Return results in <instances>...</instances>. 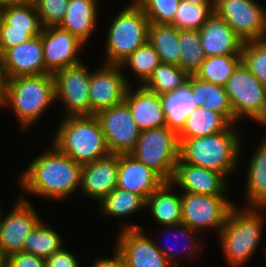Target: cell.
Masks as SVG:
<instances>
[{"mask_svg": "<svg viewBox=\"0 0 266 267\" xmlns=\"http://www.w3.org/2000/svg\"><path fill=\"white\" fill-rule=\"evenodd\" d=\"M81 171L82 165L52 145L30 162L18 182L25 195L59 201L80 188Z\"/></svg>", "mask_w": 266, "mask_h": 267, "instance_id": "cell-1", "label": "cell"}, {"mask_svg": "<svg viewBox=\"0 0 266 267\" xmlns=\"http://www.w3.org/2000/svg\"><path fill=\"white\" fill-rule=\"evenodd\" d=\"M230 125L225 131L205 137L178 139L179 158L206 169H211L229 177L236 167L241 154V137ZM230 174V175H229Z\"/></svg>", "mask_w": 266, "mask_h": 267, "instance_id": "cell-2", "label": "cell"}, {"mask_svg": "<svg viewBox=\"0 0 266 267\" xmlns=\"http://www.w3.org/2000/svg\"><path fill=\"white\" fill-rule=\"evenodd\" d=\"M56 103L55 80L52 74L18 76L6 79L1 108L10 107L25 131L35 125L50 105Z\"/></svg>", "mask_w": 266, "mask_h": 267, "instance_id": "cell-3", "label": "cell"}, {"mask_svg": "<svg viewBox=\"0 0 266 267\" xmlns=\"http://www.w3.org/2000/svg\"><path fill=\"white\" fill-rule=\"evenodd\" d=\"M238 208H232L217 234L223 256L232 267H241L253 257L265 224L262 212L266 207H248L246 203V207Z\"/></svg>", "mask_w": 266, "mask_h": 267, "instance_id": "cell-4", "label": "cell"}, {"mask_svg": "<svg viewBox=\"0 0 266 267\" xmlns=\"http://www.w3.org/2000/svg\"><path fill=\"white\" fill-rule=\"evenodd\" d=\"M54 134L52 145L80 165L110 154L95 115L65 116Z\"/></svg>", "mask_w": 266, "mask_h": 267, "instance_id": "cell-5", "label": "cell"}, {"mask_svg": "<svg viewBox=\"0 0 266 267\" xmlns=\"http://www.w3.org/2000/svg\"><path fill=\"white\" fill-rule=\"evenodd\" d=\"M149 19L143 9L131 0L114 17L106 37L105 64L120 65L148 40Z\"/></svg>", "mask_w": 266, "mask_h": 267, "instance_id": "cell-6", "label": "cell"}, {"mask_svg": "<svg viewBox=\"0 0 266 267\" xmlns=\"http://www.w3.org/2000/svg\"><path fill=\"white\" fill-rule=\"evenodd\" d=\"M178 134L167 126L140 132L129 153L156 172L164 181H171L179 159Z\"/></svg>", "mask_w": 266, "mask_h": 267, "instance_id": "cell-7", "label": "cell"}, {"mask_svg": "<svg viewBox=\"0 0 266 267\" xmlns=\"http://www.w3.org/2000/svg\"><path fill=\"white\" fill-rule=\"evenodd\" d=\"M224 87L236 121L248 117L266 127V86L243 62L238 65Z\"/></svg>", "mask_w": 266, "mask_h": 267, "instance_id": "cell-8", "label": "cell"}, {"mask_svg": "<svg viewBox=\"0 0 266 267\" xmlns=\"http://www.w3.org/2000/svg\"><path fill=\"white\" fill-rule=\"evenodd\" d=\"M234 206L226 196L183 192L181 195L182 223L199 232L212 228L218 234Z\"/></svg>", "mask_w": 266, "mask_h": 267, "instance_id": "cell-9", "label": "cell"}, {"mask_svg": "<svg viewBox=\"0 0 266 267\" xmlns=\"http://www.w3.org/2000/svg\"><path fill=\"white\" fill-rule=\"evenodd\" d=\"M214 13L244 42L266 36V10L255 0H215Z\"/></svg>", "mask_w": 266, "mask_h": 267, "instance_id": "cell-10", "label": "cell"}, {"mask_svg": "<svg viewBox=\"0 0 266 267\" xmlns=\"http://www.w3.org/2000/svg\"><path fill=\"white\" fill-rule=\"evenodd\" d=\"M115 248L127 267H175L158 249L157 242L148 238L139 224H123Z\"/></svg>", "mask_w": 266, "mask_h": 267, "instance_id": "cell-11", "label": "cell"}, {"mask_svg": "<svg viewBox=\"0 0 266 267\" xmlns=\"http://www.w3.org/2000/svg\"><path fill=\"white\" fill-rule=\"evenodd\" d=\"M87 66L79 63L57 71L55 80L56 102L60 100L66 109L65 116L90 115L89 83Z\"/></svg>", "mask_w": 266, "mask_h": 267, "instance_id": "cell-12", "label": "cell"}, {"mask_svg": "<svg viewBox=\"0 0 266 267\" xmlns=\"http://www.w3.org/2000/svg\"><path fill=\"white\" fill-rule=\"evenodd\" d=\"M13 209L0 221V262L15 253L23 251L24 241L34 227L42 220L29 200L23 195L17 198Z\"/></svg>", "mask_w": 266, "mask_h": 267, "instance_id": "cell-13", "label": "cell"}, {"mask_svg": "<svg viewBox=\"0 0 266 267\" xmlns=\"http://www.w3.org/2000/svg\"><path fill=\"white\" fill-rule=\"evenodd\" d=\"M101 125L111 154H129L135 147L140 131L125 102L104 109L95 115Z\"/></svg>", "mask_w": 266, "mask_h": 267, "instance_id": "cell-14", "label": "cell"}, {"mask_svg": "<svg viewBox=\"0 0 266 267\" xmlns=\"http://www.w3.org/2000/svg\"><path fill=\"white\" fill-rule=\"evenodd\" d=\"M100 67L90 73V115H96L104 109L124 102L131 85L120 65L103 63Z\"/></svg>", "mask_w": 266, "mask_h": 267, "instance_id": "cell-15", "label": "cell"}, {"mask_svg": "<svg viewBox=\"0 0 266 267\" xmlns=\"http://www.w3.org/2000/svg\"><path fill=\"white\" fill-rule=\"evenodd\" d=\"M42 45L45 74L54 75L63 68L75 66L82 62L79 53L85 44L59 26L42 29Z\"/></svg>", "mask_w": 266, "mask_h": 267, "instance_id": "cell-16", "label": "cell"}, {"mask_svg": "<svg viewBox=\"0 0 266 267\" xmlns=\"http://www.w3.org/2000/svg\"><path fill=\"white\" fill-rule=\"evenodd\" d=\"M225 178L222 173L183 162L179 158L171 182L184 192L225 196L229 187Z\"/></svg>", "mask_w": 266, "mask_h": 267, "instance_id": "cell-17", "label": "cell"}, {"mask_svg": "<svg viewBox=\"0 0 266 267\" xmlns=\"http://www.w3.org/2000/svg\"><path fill=\"white\" fill-rule=\"evenodd\" d=\"M6 79L45 74L42 32L0 56Z\"/></svg>", "mask_w": 266, "mask_h": 267, "instance_id": "cell-18", "label": "cell"}, {"mask_svg": "<svg viewBox=\"0 0 266 267\" xmlns=\"http://www.w3.org/2000/svg\"><path fill=\"white\" fill-rule=\"evenodd\" d=\"M118 154H109L82 165L80 189L85 196L100 202L117 186Z\"/></svg>", "mask_w": 266, "mask_h": 267, "instance_id": "cell-19", "label": "cell"}, {"mask_svg": "<svg viewBox=\"0 0 266 267\" xmlns=\"http://www.w3.org/2000/svg\"><path fill=\"white\" fill-rule=\"evenodd\" d=\"M130 85L124 102L129 107L132 117L140 132L166 126V117L160 95L143 85L132 90Z\"/></svg>", "mask_w": 266, "mask_h": 267, "instance_id": "cell-20", "label": "cell"}, {"mask_svg": "<svg viewBox=\"0 0 266 267\" xmlns=\"http://www.w3.org/2000/svg\"><path fill=\"white\" fill-rule=\"evenodd\" d=\"M164 182L151 168L130 154H118L117 188L138 195L145 200Z\"/></svg>", "mask_w": 266, "mask_h": 267, "instance_id": "cell-21", "label": "cell"}, {"mask_svg": "<svg viewBox=\"0 0 266 267\" xmlns=\"http://www.w3.org/2000/svg\"><path fill=\"white\" fill-rule=\"evenodd\" d=\"M199 33L206 57L242 55L245 42L215 13L201 27Z\"/></svg>", "mask_w": 266, "mask_h": 267, "instance_id": "cell-22", "label": "cell"}, {"mask_svg": "<svg viewBox=\"0 0 266 267\" xmlns=\"http://www.w3.org/2000/svg\"><path fill=\"white\" fill-rule=\"evenodd\" d=\"M98 0H70L66 14L59 25L69 31L82 43H88L93 36L98 19Z\"/></svg>", "mask_w": 266, "mask_h": 267, "instance_id": "cell-23", "label": "cell"}, {"mask_svg": "<svg viewBox=\"0 0 266 267\" xmlns=\"http://www.w3.org/2000/svg\"><path fill=\"white\" fill-rule=\"evenodd\" d=\"M174 184L164 181L147 199L146 207L154 220L164 226L182 223L181 194L173 193Z\"/></svg>", "mask_w": 266, "mask_h": 267, "instance_id": "cell-24", "label": "cell"}, {"mask_svg": "<svg viewBox=\"0 0 266 267\" xmlns=\"http://www.w3.org/2000/svg\"><path fill=\"white\" fill-rule=\"evenodd\" d=\"M192 91V96L198 107H206L209 110L221 114L231 125L237 121L231 107L225 87L200 80L190 75L187 81Z\"/></svg>", "mask_w": 266, "mask_h": 267, "instance_id": "cell-25", "label": "cell"}, {"mask_svg": "<svg viewBox=\"0 0 266 267\" xmlns=\"http://www.w3.org/2000/svg\"><path fill=\"white\" fill-rule=\"evenodd\" d=\"M166 117V126L177 134L182 130L187 117L198 108L190 86L186 83L175 91L160 95Z\"/></svg>", "mask_w": 266, "mask_h": 267, "instance_id": "cell-26", "label": "cell"}, {"mask_svg": "<svg viewBox=\"0 0 266 267\" xmlns=\"http://www.w3.org/2000/svg\"><path fill=\"white\" fill-rule=\"evenodd\" d=\"M263 139L248 166L245 196L249 207H266V135Z\"/></svg>", "mask_w": 266, "mask_h": 267, "instance_id": "cell-27", "label": "cell"}, {"mask_svg": "<svg viewBox=\"0 0 266 267\" xmlns=\"http://www.w3.org/2000/svg\"><path fill=\"white\" fill-rule=\"evenodd\" d=\"M231 124L219 113L198 107L186 119L178 139H192L225 131Z\"/></svg>", "mask_w": 266, "mask_h": 267, "instance_id": "cell-28", "label": "cell"}, {"mask_svg": "<svg viewBox=\"0 0 266 267\" xmlns=\"http://www.w3.org/2000/svg\"><path fill=\"white\" fill-rule=\"evenodd\" d=\"M147 40L159 54L163 64L180 67L181 47L175 26L149 23Z\"/></svg>", "mask_w": 266, "mask_h": 267, "instance_id": "cell-29", "label": "cell"}, {"mask_svg": "<svg viewBox=\"0 0 266 267\" xmlns=\"http://www.w3.org/2000/svg\"><path fill=\"white\" fill-rule=\"evenodd\" d=\"M0 25H9V30L27 31L32 37L40 35L43 29L34 2L0 7Z\"/></svg>", "mask_w": 266, "mask_h": 267, "instance_id": "cell-30", "label": "cell"}, {"mask_svg": "<svg viewBox=\"0 0 266 267\" xmlns=\"http://www.w3.org/2000/svg\"><path fill=\"white\" fill-rule=\"evenodd\" d=\"M47 224L42 219L34 227L24 241L23 252L46 260L64 246L61 235Z\"/></svg>", "mask_w": 266, "mask_h": 267, "instance_id": "cell-31", "label": "cell"}, {"mask_svg": "<svg viewBox=\"0 0 266 267\" xmlns=\"http://www.w3.org/2000/svg\"><path fill=\"white\" fill-rule=\"evenodd\" d=\"M242 62V55L206 57L194 74L200 80L225 86L235 69Z\"/></svg>", "mask_w": 266, "mask_h": 267, "instance_id": "cell-32", "label": "cell"}, {"mask_svg": "<svg viewBox=\"0 0 266 267\" xmlns=\"http://www.w3.org/2000/svg\"><path fill=\"white\" fill-rule=\"evenodd\" d=\"M99 203L101 213L115 218H122L146 209V200L141 195L117 187Z\"/></svg>", "mask_w": 266, "mask_h": 267, "instance_id": "cell-33", "label": "cell"}, {"mask_svg": "<svg viewBox=\"0 0 266 267\" xmlns=\"http://www.w3.org/2000/svg\"><path fill=\"white\" fill-rule=\"evenodd\" d=\"M189 76L186 71L177 65L161 63L154 69L143 86L158 95H162L183 87Z\"/></svg>", "mask_w": 266, "mask_h": 267, "instance_id": "cell-34", "label": "cell"}, {"mask_svg": "<svg viewBox=\"0 0 266 267\" xmlns=\"http://www.w3.org/2000/svg\"><path fill=\"white\" fill-rule=\"evenodd\" d=\"M178 39L181 47L180 67L189 75H194L206 59L199 30L178 29Z\"/></svg>", "mask_w": 266, "mask_h": 267, "instance_id": "cell-35", "label": "cell"}, {"mask_svg": "<svg viewBox=\"0 0 266 267\" xmlns=\"http://www.w3.org/2000/svg\"><path fill=\"white\" fill-rule=\"evenodd\" d=\"M214 13V4H192L181 0L170 24L182 30H200Z\"/></svg>", "mask_w": 266, "mask_h": 267, "instance_id": "cell-36", "label": "cell"}, {"mask_svg": "<svg viewBox=\"0 0 266 267\" xmlns=\"http://www.w3.org/2000/svg\"><path fill=\"white\" fill-rule=\"evenodd\" d=\"M161 63L159 54L147 41L126 58L120 66L122 69L130 67L129 69L138 76L140 85H143Z\"/></svg>", "mask_w": 266, "mask_h": 267, "instance_id": "cell-37", "label": "cell"}, {"mask_svg": "<svg viewBox=\"0 0 266 267\" xmlns=\"http://www.w3.org/2000/svg\"><path fill=\"white\" fill-rule=\"evenodd\" d=\"M242 62L266 86V36L244 43Z\"/></svg>", "mask_w": 266, "mask_h": 267, "instance_id": "cell-38", "label": "cell"}, {"mask_svg": "<svg viewBox=\"0 0 266 267\" xmlns=\"http://www.w3.org/2000/svg\"><path fill=\"white\" fill-rule=\"evenodd\" d=\"M142 9L149 23L171 24L181 0H134Z\"/></svg>", "mask_w": 266, "mask_h": 267, "instance_id": "cell-39", "label": "cell"}, {"mask_svg": "<svg viewBox=\"0 0 266 267\" xmlns=\"http://www.w3.org/2000/svg\"><path fill=\"white\" fill-rule=\"evenodd\" d=\"M165 228H167L166 230H168V229H170V230H168V232H171L172 233V231L175 233H179V234H181L182 235V237H184L185 239H187L186 241H187V244L186 245H184V246H186L185 248H183V247H181L182 249H184V252H182L183 254L185 253V252H187V253H185L186 255L185 256H187V254L189 255V256H195L197 253H201V251H202V241L200 240L199 241V239H197V237H198V234L196 235V232H198V231H195V230H193L192 228H190V227H188V226H186L185 224H183V223H181V224H178V225H172V226H165ZM194 234V235H193ZM175 235H177V234H175ZM191 235H193V236H191ZM187 237V238H186ZM196 239H195V238ZM189 242V243H188ZM171 243V242H170ZM169 243V245H171ZM173 244V243H172ZM167 246L166 247V245H165V247L164 246H162V247H160L158 244H157V247H158V249L163 253V255L175 266V267H178V266H180L179 264H180V262L179 261H177V255H179L178 253H177V251L175 250L174 251V249L173 250H171L172 248H170L171 246ZM173 246V245H172ZM181 246V245H180ZM201 249H200V248ZM197 248H199V249H197ZM181 251H183V250H181ZM177 254V255H176Z\"/></svg>", "mask_w": 266, "mask_h": 267, "instance_id": "cell-40", "label": "cell"}, {"mask_svg": "<svg viewBox=\"0 0 266 267\" xmlns=\"http://www.w3.org/2000/svg\"><path fill=\"white\" fill-rule=\"evenodd\" d=\"M70 0H33L40 22L45 27L59 26Z\"/></svg>", "mask_w": 266, "mask_h": 267, "instance_id": "cell-41", "label": "cell"}, {"mask_svg": "<svg viewBox=\"0 0 266 267\" xmlns=\"http://www.w3.org/2000/svg\"><path fill=\"white\" fill-rule=\"evenodd\" d=\"M31 38L27 31L9 30V25H0V56L7 49L27 42Z\"/></svg>", "mask_w": 266, "mask_h": 267, "instance_id": "cell-42", "label": "cell"}, {"mask_svg": "<svg viewBox=\"0 0 266 267\" xmlns=\"http://www.w3.org/2000/svg\"><path fill=\"white\" fill-rule=\"evenodd\" d=\"M1 263L5 267H46L45 259L23 251L4 258Z\"/></svg>", "mask_w": 266, "mask_h": 267, "instance_id": "cell-43", "label": "cell"}, {"mask_svg": "<svg viewBox=\"0 0 266 267\" xmlns=\"http://www.w3.org/2000/svg\"><path fill=\"white\" fill-rule=\"evenodd\" d=\"M46 267H80L76 257L64 246L48 257L46 260Z\"/></svg>", "mask_w": 266, "mask_h": 267, "instance_id": "cell-44", "label": "cell"}, {"mask_svg": "<svg viewBox=\"0 0 266 267\" xmlns=\"http://www.w3.org/2000/svg\"><path fill=\"white\" fill-rule=\"evenodd\" d=\"M113 254L114 255L111 256V258H107V257L98 258L92 266L93 267H127L123 256L120 254V252L116 248L114 249Z\"/></svg>", "mask_w": 266, "mask_h": 267, "instance_id": "cell-45", "label": "cell"}, {"mask_svg": "<svg viewBox=\"0 0 266 267\" xmlns=\"http://www.w3.org/2000/svg\"><path fill=\"white\" fill-rule=\"evenodd\" d=\"M6 87V77L4 75L3 67L0 66V107H2Z\"/></svg>", "mask_w": 266, "mask_h": 267, "instance_id": "cell-46", "label": "cell"}, {"mask_svg": "<svg viewBox=\"0 0 266 267\" xmlns=\"http://www.w3.org/2000/svg\"><path fill=\"white\" fill-rule=\"evenodd\" d=\"M30 2H33V0H0V7L6 5L27 4Z\"/></svg>", "mask_w": 266, "mask_h": 267, "instance_id": "cell-47", "label": "cell"}, {"mask_svg": "<svg viewBox=\"0 0 266 267\" xmlns=\"http://www.w3.org/2000/svg\"><path fill=\"white\" fill-rule=\"evenodd\" d=\"M192 4H214L215 0H185Z\"/></svg>", "mask_w": 266, "mask_h": 267, "instance_id": "cell-48", "label": "cell"}, {"mask_svg": "<svg viewBox=\"0 0 266 267\" xmlns=\"http://www.w3.org/2000/svg\"><path fill=\"white\" fill-rule=\"evenodd\" d=\"M0 211H1V206H0ZM1 217H2V214H1V212H0V221H1Z\"/></svg>", "mask_w": 266, "mask_h": 267, "instance_id": "cell-49", "label": "cell"}]
</instances>
